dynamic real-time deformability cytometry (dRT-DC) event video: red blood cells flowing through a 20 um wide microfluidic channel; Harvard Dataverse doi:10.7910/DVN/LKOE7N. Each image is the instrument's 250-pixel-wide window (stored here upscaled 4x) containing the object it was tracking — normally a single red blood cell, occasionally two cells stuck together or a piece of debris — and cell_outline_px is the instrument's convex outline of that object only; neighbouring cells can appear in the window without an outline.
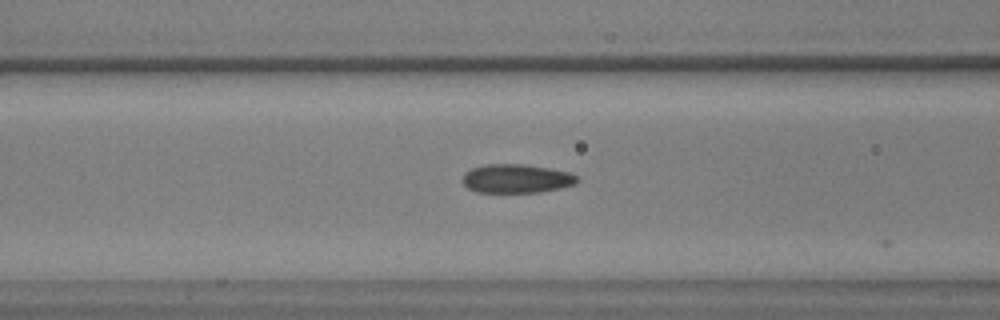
{"species": "common noctule bat (a hibernating species)", "species_latin": "Nyctalus noctula", "temperature_condition": "warm", "stored_images_in_passage": 8, "camera_frame_rate_fps": 3000, "um_per_image_px": 0.085, "animal": {"sex": "male", "body_mass_g": 17.9, "forearm_length_mm": 54.2}, "frame": {"image": 1, "passage_image": 4, "time_ms": 1.0, "image_size_px": [1000, 320], "cell_outline_px": [[580, 180], [576, 184], [540, 192], [476, 192], [468, 188], [460, 180], [464, 172], [472, 168], [488, 164], [520, 164], [548, 168], [568, 172], [576, 176]], "centroid_in_image_um": [43.86, 15.18], "position_along_channel_um": 122.7, "area_um2": 19.19}}
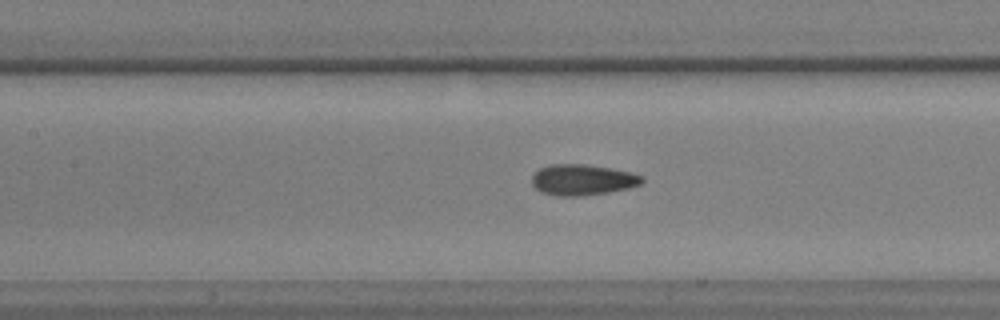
{"frame": {"image": 2, "passage_image": 7, "time_ms": 2.0, "image_size_px": [1000, 320], "cell_outline_px": [[644, 180], [640, 184], [628, 188], [608, 192], [584, 196], [560, 196], [540, 192], [532, 184], [532, 176], [540, 168], [552, 164], [584, 164], [612, 168], [644, 176]], "centroid_in_image_um": [49.51, 15.28], "position_along_channel_um": 157.9, "area_um2": 19.77}}